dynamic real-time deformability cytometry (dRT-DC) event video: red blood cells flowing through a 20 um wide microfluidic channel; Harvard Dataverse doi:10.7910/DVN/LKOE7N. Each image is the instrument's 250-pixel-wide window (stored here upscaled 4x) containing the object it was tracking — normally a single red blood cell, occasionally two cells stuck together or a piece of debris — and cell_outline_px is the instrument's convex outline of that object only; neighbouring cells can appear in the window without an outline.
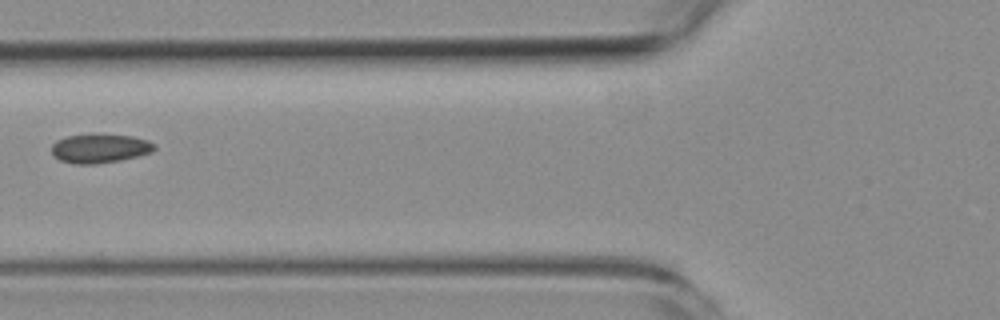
{"species": "common noctule bat (a hibernating species)", "species_latin": "Nyctalus noctula", "temperature_condition": "room temperature", "stored_images_in_passage": 7, "camera_frame_rate_fps": 3000, "um_per_image_px": 0.085, "animal": {"sex": "female", "body_mass_g": 19.3, "forearm_length_mm": 54.1}, "frame": {"image": 1, "passage_image": 7, "time_ms": 7.667, "image_size_px": [1000, 320], "cell_outline_px": [[156, 148], [152, 152], [120, 160], [96, 164], [76, 164], [60, 160], [52, 156], [52, 144], [56, 140], [68, 136], [92, 132], [96, 132], [132, 136], [148, 140], [156, 144]], "centroid_in_image_um": [8.48, 12.58], "position_along_channel_um": 117.3, "area_um2": 17.92}}